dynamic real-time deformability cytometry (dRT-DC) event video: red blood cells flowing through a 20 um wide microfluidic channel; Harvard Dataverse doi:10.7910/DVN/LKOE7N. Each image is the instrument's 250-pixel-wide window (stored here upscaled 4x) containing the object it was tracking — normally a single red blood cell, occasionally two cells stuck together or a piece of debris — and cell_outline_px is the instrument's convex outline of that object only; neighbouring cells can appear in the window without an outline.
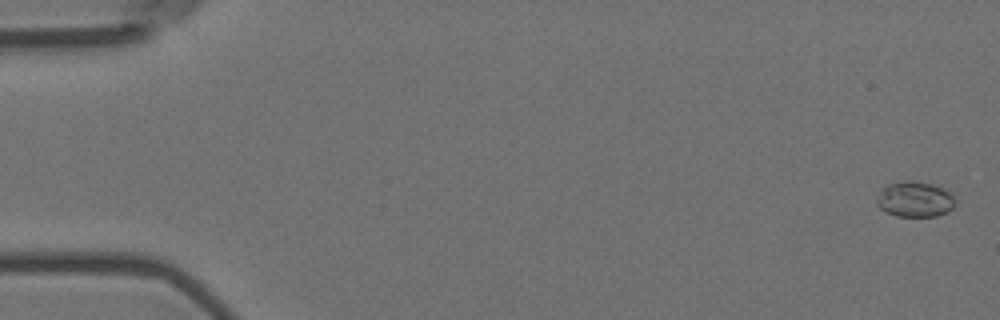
{"species": "Egyptian fruit bat (a non-hibernating species)", "species_latin": "Rousettus aegyptiacus", "temperature_condition": "room temperature", "stored_images_in_passage": 9, "camera_frame_rate_fps": 3000, "um_per_image_px": 0.085, "animal": {"sex": "female"}, "frame": {"image": 1, "passage_image": 2, "time_ms": 0.333, "image_size_px": [1000, 320], "cell_outline_px": [[956, 204], [948, 212], [936, 216], [896, 216], [880, 208], [876, 204], [876, 200], [880, 188], [888, 184], [904, 180], [912, 180], [932, 184], [944, 188], [952, 196]], "centroid_in_image_um": [77.74, 16.93], "position_along_channel_um": 7.3, "area_um2": 16.36}}